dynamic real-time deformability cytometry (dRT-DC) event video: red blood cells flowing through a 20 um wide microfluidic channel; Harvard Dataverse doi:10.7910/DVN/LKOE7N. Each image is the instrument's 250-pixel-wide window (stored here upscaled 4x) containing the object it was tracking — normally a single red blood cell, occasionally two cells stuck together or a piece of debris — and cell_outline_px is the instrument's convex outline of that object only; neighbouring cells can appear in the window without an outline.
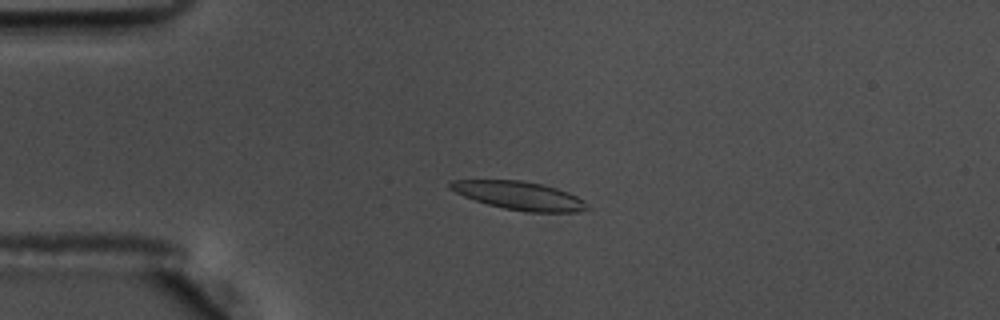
{"species": "common noctule bat (a hibernating species)", "species_latin": "Nyctalus noctula", "temperature_condition": "warm", "stored_images_in_passage": 58, "camera_frame_rate_fps": 3000, "um_per_image_px": 0.085, "animal": {"sex": "male", "body_mass_g": 17.5, "forearm_length_mm": 52.3}, "frame": {"image": 1, "passage_image": 15, "time_ms": 4.667, "image_size_px": [1000, 320], "cell_outline_px": [[592, 208], [576, 212], [524, 212], [504, 208], [488, 204], [464, 196], [448, 188], [448, 184], [452, 180], [520, 180], [544, 184], [568, 192], [584, 200]], "centroid_in_image_um": [44.18, 16.63], "position_along_channel_um": 40.8, "area_um2": 22.66}}
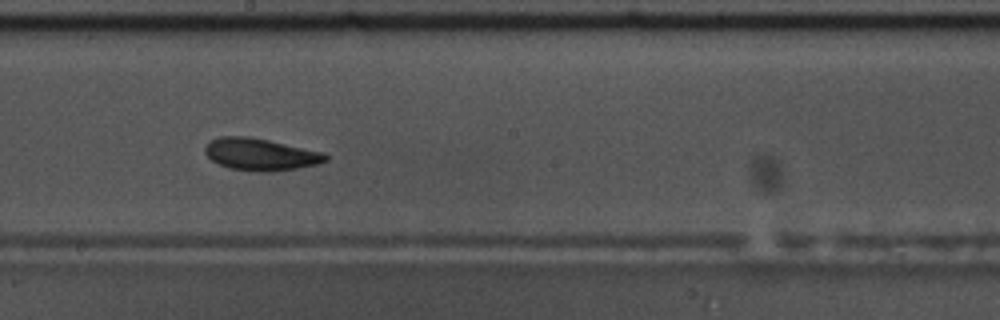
{"frame": {"image": 2, "passage_image": 33, "time_ms": 10.667, "image_size_px": [1000, 320], "cell_outline_px": [[328, 160], [316, 164], [296, 168], [272, 172], [260, 172], [228, 168], [212, 160], [204, 152], [204, 148], [208, 140], [220, 136], [248, 136], [268, 140], [324, 152], [328, 156]], "centroid_in_image_um": [22.11, 13.11], "position_along_channel_um": 226.1, "area_um2": 22.6}}
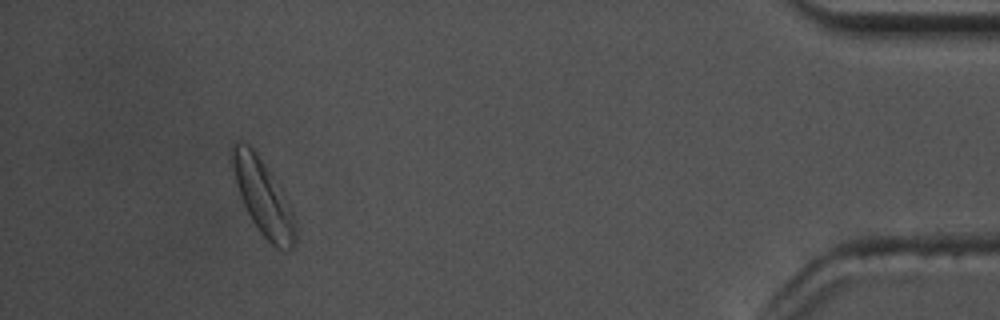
{"frame": {"image": 3, "passage_image": 54, "time_ms": 17.667, "image_size_px": [1000, 320], "cell_outline_px": [[296, 240], [292, 248], [288, 252], [276, 248], [260, 232], [252, 220], [240, 196], [232, 168], [232, 144], [236, 140], [240, 140], [248, 144], [256, 152], [280, 184], [284, 192], [292, 216], [296, 232]], "centroid_in_image_um": [22.36, 16.75], "position_along_channel_um": 412.8, "area_um2": 27.57}, "authors_computed_cell_mechanics": {"area_um2": 22.3975, "velocity_mm_per_s": 3.5692, "shape_relaxation_time_tau1_ms": 4.7421, "shape_relaxation_time_tau2_ms": 6.0731, "deformation_change_tau1": 0.122, "deformation_change_tau2": 0.1485}}